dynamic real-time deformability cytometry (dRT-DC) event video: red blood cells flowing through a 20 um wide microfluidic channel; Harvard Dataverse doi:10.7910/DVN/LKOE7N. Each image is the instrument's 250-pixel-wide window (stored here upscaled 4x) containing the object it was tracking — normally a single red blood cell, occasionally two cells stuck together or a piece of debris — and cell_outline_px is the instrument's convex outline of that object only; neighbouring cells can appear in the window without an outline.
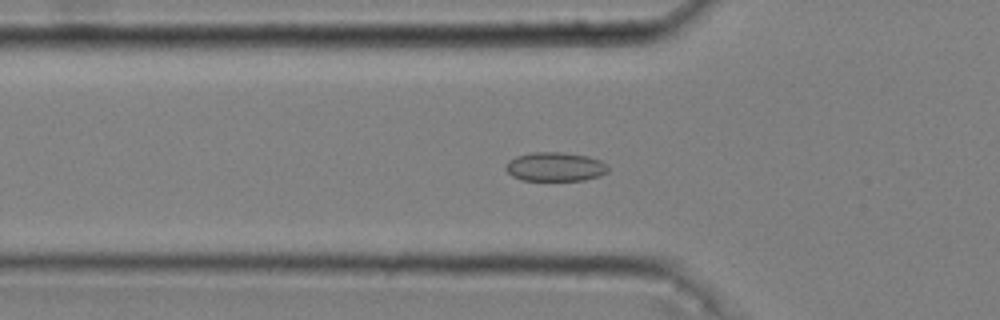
{"species": "common noctule bat (a hibernating species)", "species_latin": "Nyctalus noctula", "temperature_condition": "cold", "stored_images_in_passage": 42, "camera_frame_rate_fps": 3000, "um_per_image_px": 0.085, "animal": {"sex": "male", "body_mass_g": 20.4}, "frame": {"image": 1, "passage_image": 18, "time_ms": 5.667, "image_size_px": [1000, 320], "cell_outline_px": [[608, 172], [600, 176], [584, 180], [520, 180], [512, 176], [504, 168], [508, 160], [516, 156], [532, 152], [564, 152], [588, 156], [600, 160], [608, 164]], "centroid_in_image_um": [47.19, 14.17], "position_along_channel_um": 78.6, "area_um2": 17.51}}
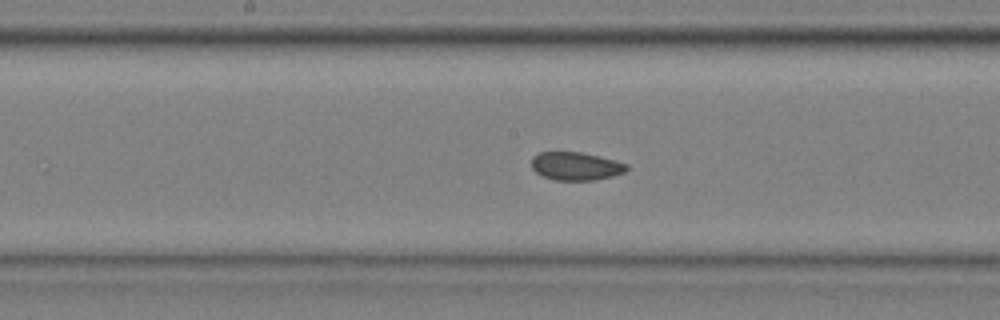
{"frame": {"image": 2, "passage_image": 28, "time_ms": 9.0, "image_size_px": [1000, 320], "cell_outline_px": [[628, 168], [624, 172], [612, 176], [596, 180], [556, 180], [544, 176], [536, 172], [532, 168], [532, 156], [540, 152], [580, 152], [600, 156], [628, 164]], "centroid_in_image_um": [48.95, 14.12], "position_along_channel_um": 199.3, "area_um2": 15.55}}
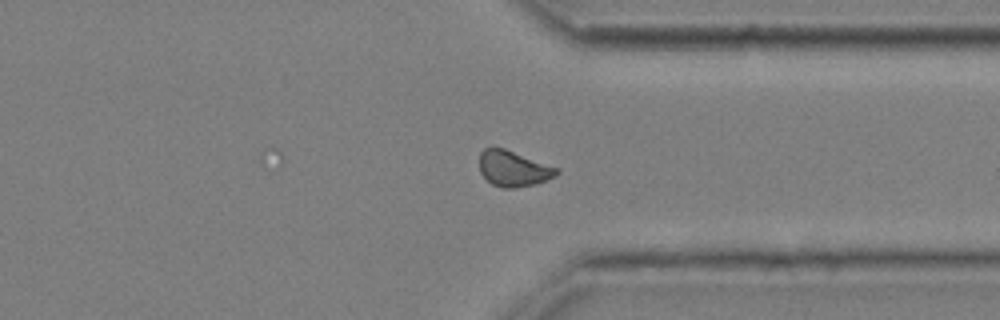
{"frame": {"image": 3, "passage_image": 42, "time_ms": 13.667, "image_size_px": [1000, 320], "cell_outline_px": [[560, 172], [556, 176], [536, 184], [512, 188], [504, 188], [492, 184], [480, 172], [480, 152], [484, 148], [504, 148], [560, 168]], "centroid_in_image_um": [43.67, 14.33], "position_along_channel_um": 367.7, "area_um2": 16.07}, "authors_computed_cell_mechanics": {"area_um2": 16.5886, "velocity_mm_per_s": 3.6116, "shape_relaxation_time_tau1_ms": null, "shape_relaxation_time_tau2_ms": 2.1491, "deformation_change_tau1": null, "deformation_change_tau2": 0.0507}}